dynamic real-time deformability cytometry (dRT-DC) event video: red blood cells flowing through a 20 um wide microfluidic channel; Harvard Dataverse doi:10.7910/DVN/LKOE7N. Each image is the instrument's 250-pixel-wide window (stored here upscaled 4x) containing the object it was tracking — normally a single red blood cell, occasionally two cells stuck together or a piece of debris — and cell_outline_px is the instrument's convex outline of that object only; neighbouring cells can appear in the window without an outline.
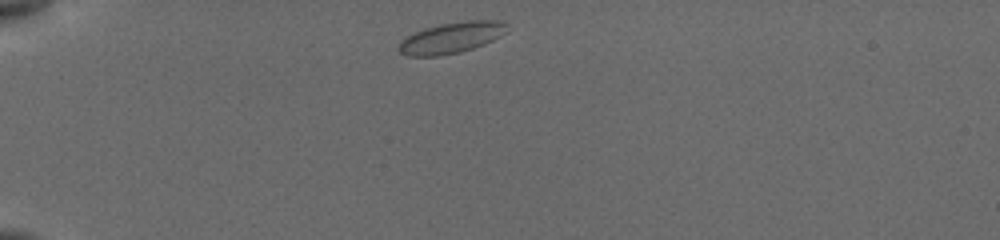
{"species": "common noctule bat (a hibernating species)", "species_latin": "Nyctalus noctula", "temperature_condition": "cold", "stored_images_in_passage": 46, "camera_frame_rate_fps": 3000, "um_per_image_px": 0.085, "animal": {"sex": "female", "body_mass_g": 19.5, "forearm_length_mm": 54.1}, "frame": {"image": 1, "passage_image": 1, "time_ms": 0.0, "image_size_px": [1000, 240], "cell_outline_px": [[508, 24], [504, 32], [500, 36], [484, 44], [460, 52], [440, 56], [404, 56], [396, 48], [396, 44], [400, 40], [424, 28], [440, 24], [468, 20], [496, 20]], "centroid_in_image_um": [38.3, 3.22], "position_along_channel_um": 46.7, "area_um2": 19.59}}
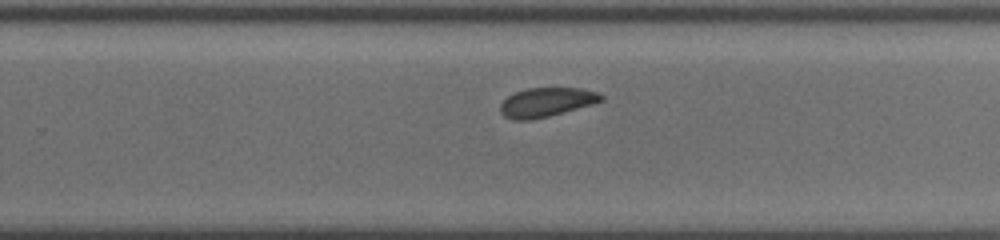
{"frame": {"image": 2, "passage_image": 26, "time_ms": 7.333, "image_size_px": [1000, 240], "cell_outline_px": [[604, 100], [592, 104], [548, 116], [528, 120], [512, 120], [504, 116], [500, 112], [500, 104], [508, 96], [516, 92], [528, 88], [584, 88], [596, 92], [604, 96]], "centroid_in_image_um": [46.44, 8.68], "position_along_channel_um": 283.4, "area_um2": 16.99}}
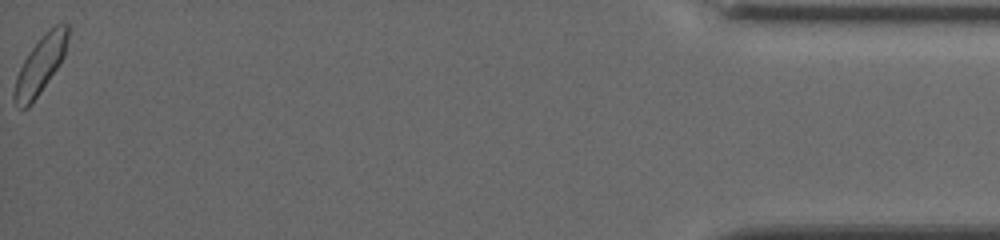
{"frame": {"image": 3, "passage_image": 45, "time_ms": 13.333, "image_size_px": [1000, 240], "cell_outline_px": [[68, 36], [64, 56], [40, 92], [28, 108], [20, 108], [12, 96], [12, 92], [16, 76], [24, 60], [32, 48], [44, 32], [48, 28], [56, 24], [68, 24]], "centroid_in_image_um": [3.41, 5.51], "position_along_channel_um": 431.8, "area_um2": 17.57}, "authors_computed_cell_mechanics": {"area_um2": 17.5712, "velocity_mm_per_s": 3.7898, "shape_relaxation_time_tau1_ms": null, "shape_relaxation_time_tau2_ms": 1.9414, "deformation_change_tau1": null, "deformation_change_tau2": 0.05}}